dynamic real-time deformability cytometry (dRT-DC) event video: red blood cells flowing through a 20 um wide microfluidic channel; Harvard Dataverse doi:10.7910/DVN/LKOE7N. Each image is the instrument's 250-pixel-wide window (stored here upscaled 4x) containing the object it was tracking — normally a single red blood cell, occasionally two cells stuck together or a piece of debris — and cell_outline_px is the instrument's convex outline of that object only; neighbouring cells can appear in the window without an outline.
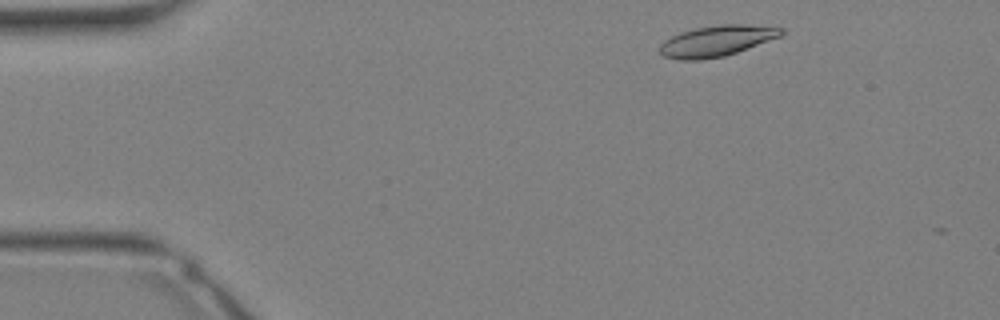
{"species": "Egyptian fruit bat (a non-hibernating species)", "species_latin": "Rousettus aegyptiacus", "temperature_condition": "warm", "stored_images_in_passage": 3, "camera_frame_rate_fps": 3000, "um_per_image_px": 0.085, "animal": {"sex": "female"}, "frame": {"image": 1, "passage_image": 2, "time_ms": 0.333, "image_size_px": [1000, 320], "cell_outline_px": [[784, 32], [780, 36], [736, 52], [724, 56], [700, 60], [680, 60], [664, 56], [660, 52], [660, 44], [664, 40], [680, 32], [696, 28], [720, 24], [744, 24], [784, 28]], "centroid_in_image_um": [60.89, 3.47], "position_along_channel_um": 24.1, "area_um2": 21.62}}